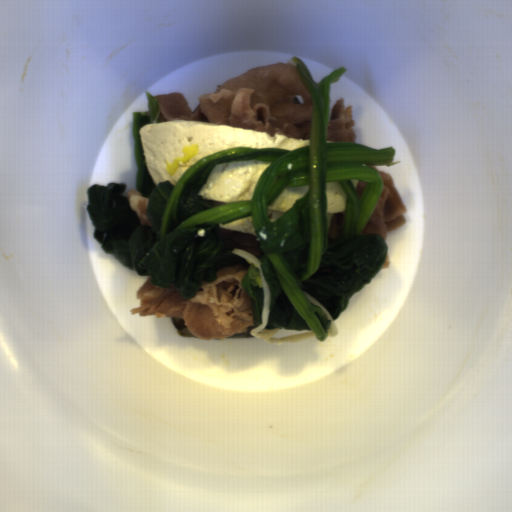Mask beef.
Masks as SVG:
<instances>
[{
	"label": "beef",
	"instance_id": "6",
	"mask_svg": "<svg viewBox=\"0 0 512 512\" xmlns=\"http://www.w3.org/2000/svg\"><path fill=\"white\" fill-rule=\"evenodd\" d=\"M129 209L135 211L140 225L149 226L153 228L148 216H147V205L150 197L143 196L137 190H129L127 193Z\"/></svg>",
	"mask_w": 512,
	"mask_h": 512
},
{
	"label": "beef",
	"instance_id": "5",
	"mask_svg": "<svg viewBox=\"0 0 512 512\" xmlns=\"http://www.w3.org/2000/svg\"><path fill=\"white\" fill-rule=\"evenodd\" d=\"M219 232L223 246L232 248V250L239 248L257 257L265 254L263 249L260 248V241H256V237L253 234L223 229L221 227Z\"/></svg>",
	"mask_w": 512,
	"mask_h": 512
},
{
	"label": "beef",
	"instance_id": "4",
	"mask_svg": "<svg viewBox=\"0 0 512 512\" xmlns=\"http://www.w3.org/2000/svg\"><path fill=\"white\" fill-rule=\"evenodd\" d=\"M353 105H347L346 99L339 98L333 105L327 124V142H351L356 144L357 132L353 127Z\"/></svg>",
	"mask_w": 512,
	"mask_h": 512
},
{
	"label": "beef",
	"instance_id": "7",
	"mask_svg": "<svg viewBox=\"0 0 512 512\" xmlns=\"http://www.w3.org/2000/svg\"><path fill=\"white\" fill-rule=\"evenodd\" d=\"M346 210L340 213H334L330 218V227L328 230L329 241H336L344 225Z\"/></svg>",
	"mask_w": 512,
	"mask_h": 512
},
{
	"label": "beef",
	"instance_id": "1",
	"mask_svg": "<svg viewBox=\"0 0 512 512\" xmlns=\"http://www.w3.org/2000/svg\"><path fill=\"white\" fill-rule=\"evenodd\" d=\"M153 97L161 122L194 121L310 140L313 95L289 62L257 66L223 81L197 96L193 111L183 92Z\"/></svg>",
	"mask_w": 512,
	"mask_h": 512
},
{
	"label": "beef",
	"instance_id": "3",
	"mask_svg": "<svg viewBox=\"0 0 512 512\" xmlns=\"http://www.w3.org/2000/svg\"><path fill=\"white\" fill-rule=\"evenodd\" d=\"M379 172L383 181V191L377 204L360 235H380L388 240V232L394 231L407 221V207L395 186L394 177L385 171H380L375 165H366Z\"/></svg>",
	"mask_w": 512,
	"mask_h": 512
},
{
	"label": "beef",
	"instance_id": "2",
	"mask_svg": "<svg viewBox=\"0 0 512 512\" xmlns=\"http://www.w3.org/2000/svg\"><path fill=\"white\" fill-rule=\"evenodd\" d=\"M247 268L241 264L223 267L214 281H203L193 299H185L170 283L169 288L156 287L151 275L136 292L140 307L130 308L132 315L179 317L188 331L203 341L225 340L236 334L248 333L256 327L253 320L251 299L243 289L241 280Z\"/></svg>",
	"mask_w": 512,
	"mask_h": 512
}]
</instances>
